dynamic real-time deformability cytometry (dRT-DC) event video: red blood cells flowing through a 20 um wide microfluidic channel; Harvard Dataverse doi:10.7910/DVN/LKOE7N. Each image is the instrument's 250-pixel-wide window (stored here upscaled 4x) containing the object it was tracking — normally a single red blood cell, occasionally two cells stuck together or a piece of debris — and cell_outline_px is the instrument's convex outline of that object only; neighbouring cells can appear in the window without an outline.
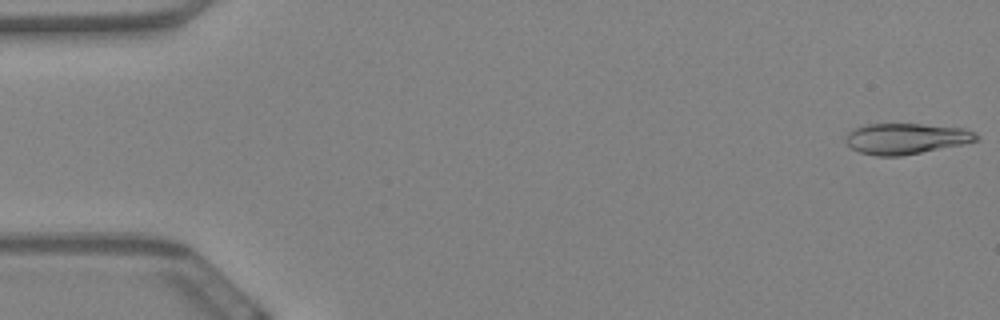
{"species": "Egyptian fruit bat (a non-hibernating species)", "species_latin": "Rousettus aegyptiacus", "temperature_condition": "warm", "stored_images_in_passage": 59, "camera_frame_rate_fps": 3000, "um_per_image_px": 0.085, "animal": {"sex": "female"}, "frame": {"image": 1, "passage_image": 1, "time_ms": 0.0, "image_size_px": [1000, 320], "cell_outline_px": [[980, 136], [976, 140], [964, 144], [900, 156], [876, 156], [860, 152], [852, 148], [844, 140], [848, 132], [864, 124], [920, 124], [964, 128], [976, 132]], "centroid_in_image_um": [77.02, 11.78], "position_along_channel_um": 8.0, "area_um2": 23.41}}
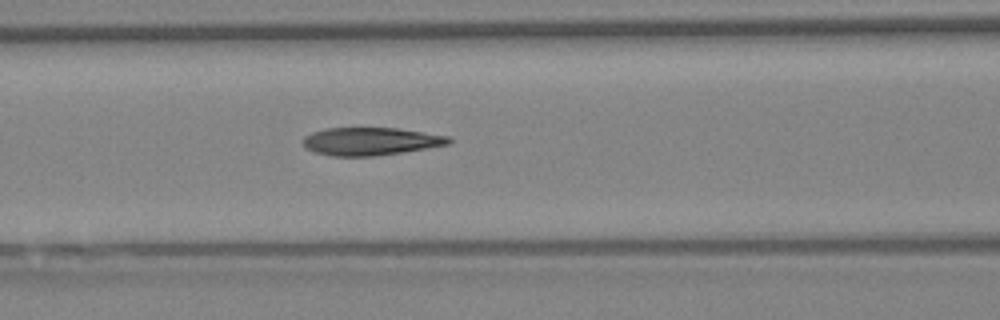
{"frame": {"image": 2, "passage_image": 25, "time_ms": 8.0, "image_size_px": [1000, 320], "cell_outline_px": [[452, 140], [448, 144], [376, 156], [332, 156], [316, 152], [308, 148], [304, 144], [304, 136], [312, 132], [324, 128], [396, 128], [448, 136]], "centroid_in_image_um": [31.47, 12.01], "position_along_channel_um": 135.1, "area_um2": 23.24}}
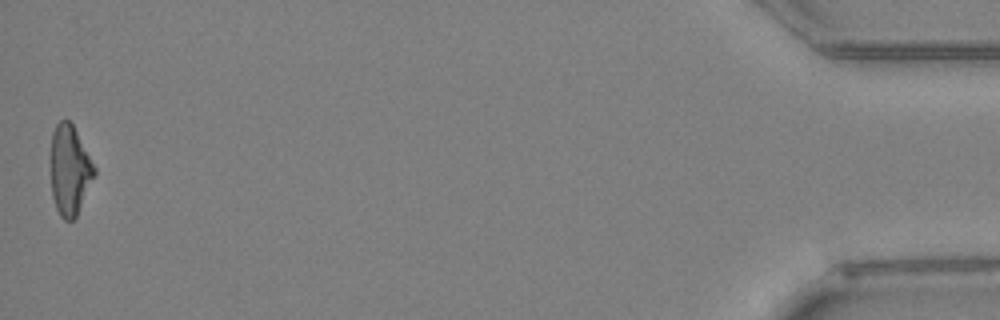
{"frame": {"image": 3, "passage_image": 59, "time_ms": 19.333, "image_size_px": [1000, 320], "cell_outline_px": [[96, 176], [76, 216], [72, 220], [64, 220], [60, 216], [56, 208], [52, 196], [52, 132], [56, 124], [60, 120], [68, 120], [72, 124], [96, 168]], "centroid_in_image_um": [5.95, 14.49], "position_along_channel_um": 429.3, "area_um2": 22.6}, "authors_computed_cell_mechanics": {"area_um2": 23.6402, "velocity_mm_per_s": 3.439, "shape_relaxation_time_tau1_ms": 6.3609, "shape_relaxation_time_tau2_ms": 2.6581, "deformation_change_tau1": 0.2323, "deformation_change_tau2": 0.1279}}